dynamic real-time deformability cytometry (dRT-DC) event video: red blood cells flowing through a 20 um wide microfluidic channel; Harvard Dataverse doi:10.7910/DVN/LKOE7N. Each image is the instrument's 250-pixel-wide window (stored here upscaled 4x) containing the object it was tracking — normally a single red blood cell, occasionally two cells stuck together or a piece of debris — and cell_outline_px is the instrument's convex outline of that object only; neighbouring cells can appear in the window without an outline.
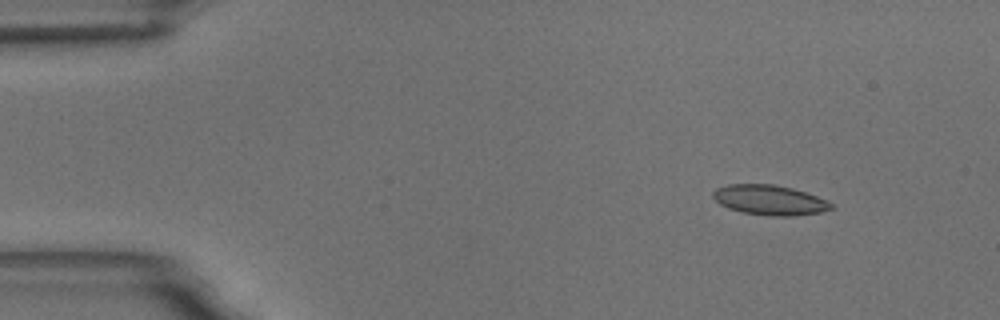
{"species": "common noctule bat (a hibernating species)", "species_latin": "Nyctalus noctula", "temperature_condition": "room temperature", "stored_images_in_passage": 50, "camera_frame_rate_fps": 3000, "um_per_image_px": 0.085, "animal": {"sex": "male", "body_mass_g": 18.8}, "frame": {"image": 1, "passage_image": 1, "time_ms": 0.0, "image_size_px": [1000, 320], "cell_outline_px": [[832, 208], [820, 212], [792, 216], [768, 216], [740, 212], [728, 208], [720, 204], [712, 196], [712, 192], [716, 188], [728, 184], [772, 184], [792, 188], [816, 196], [832, 204]], "centroid_in_image_um": [65.35, 17.0], "position_along_channel_um": 19.6, "area_um2": 20.52}}
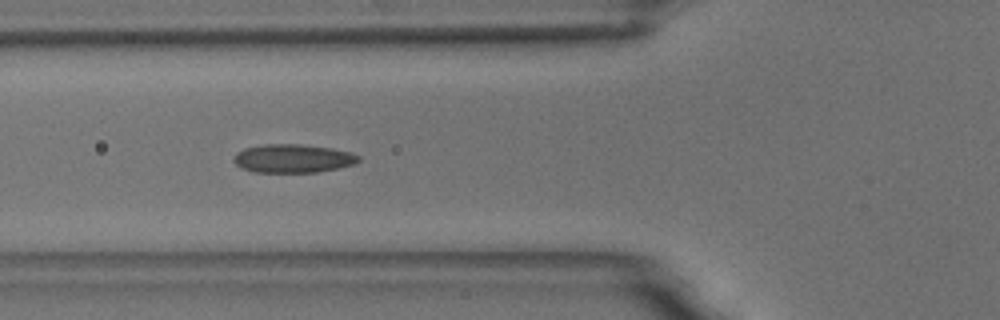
{"frame": {"image": 2, "passage_image": 15, "time_ms": 4.667, "image_size_px": [1000, 320], "cell_outline_px": [[360, 160], [352, 164], [336, 168], [316, 172], [256, 172], [240, 168], [232, 160], [236, 152], [244, 148], [260, 144], [300, 144], [332, 148], [352, 152], [360, 156]], "centroid_in_image_um": [24.86, 13.45], "position_along_channel_um": 100.9, "area_um2": 20.81}}
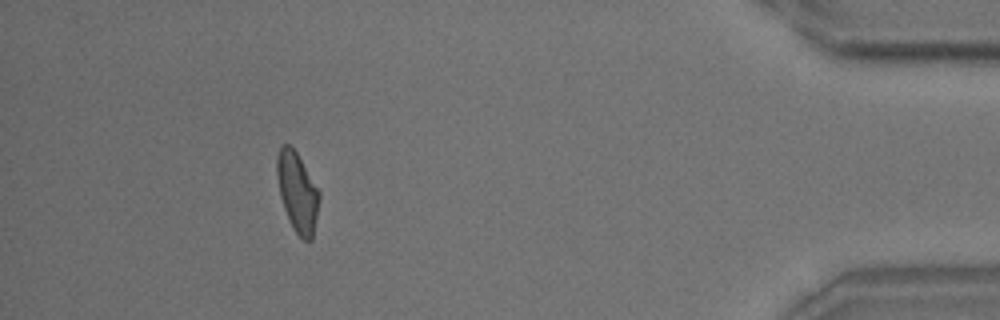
{"frame": {"image": 3, "passage_image": 45, "time_ms": 14.667, "image_size_px": [1000, 320], "cell_outline_px": [[320, 200], [312, 240], [304, 240], [296, 232], [284, 208], [280, 196], [276, 176], [276, 156], [280, 148], [284, 144], [288, 144], [296, 152], [320, 192]], "centroid_in_image_um": [25.27, 16.31], "position_along_channel_um": 409.9, "area_um2": 19.36}, "authors_computed_cell_mechanics": {"area_um2": 20.1722, "velocity_mm_per_s": 3.6411, "shape_relaxation_time_tau1_ms": 7.4273, "shape_relaxation_time_tau2_ms": 2.5213, "deformation_change_tau1": 0.1451, "deformation_change_tau2": 0.0827}}